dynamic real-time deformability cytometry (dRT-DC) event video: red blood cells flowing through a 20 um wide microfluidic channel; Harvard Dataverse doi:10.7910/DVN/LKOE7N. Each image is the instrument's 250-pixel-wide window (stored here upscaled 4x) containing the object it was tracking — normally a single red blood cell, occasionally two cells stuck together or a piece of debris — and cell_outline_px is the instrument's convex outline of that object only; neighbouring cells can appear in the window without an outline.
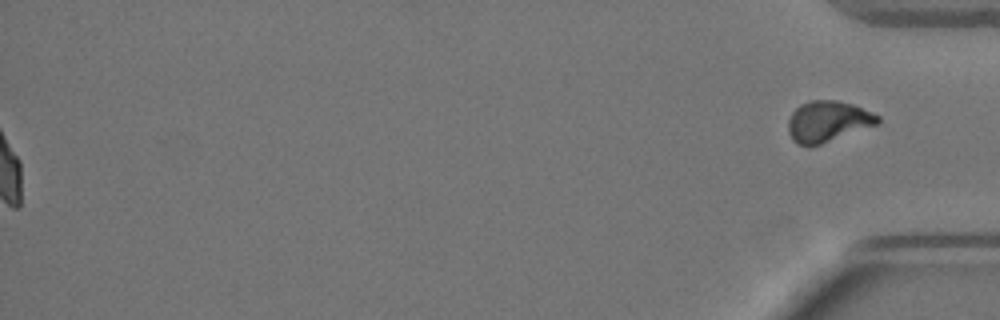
{"species": "Egyptian fruit bat (a non-hibernating species)", "species_latin": "Rousettus aegyptiacus", "temperature_condition": "warm", "stored_images_in_passage": 59, "segment_of_instrument_passage": [2, 2], "camera_frame_rate_fps": 3000, "um_per_image_px": 0.085, "animal": {"sex": "female"}, "frame": {"image": 1, "passage_image": 59, "time_ms": 19.333, "image_size_px": [1000, 320], "cell_outline_px": [[880, 120], [876, 124], [820, 144], [808, 148], [796, 144], [792, 140], [788, 132], [788, 120], [792, 112], [800, 104], [812, 100], [836, 100], [852, 104], [880, 116]], "centroid_in_image_um": [70.3, 10.33], "position_along_channel_um": 364.9, "area_um2": 21.27}}